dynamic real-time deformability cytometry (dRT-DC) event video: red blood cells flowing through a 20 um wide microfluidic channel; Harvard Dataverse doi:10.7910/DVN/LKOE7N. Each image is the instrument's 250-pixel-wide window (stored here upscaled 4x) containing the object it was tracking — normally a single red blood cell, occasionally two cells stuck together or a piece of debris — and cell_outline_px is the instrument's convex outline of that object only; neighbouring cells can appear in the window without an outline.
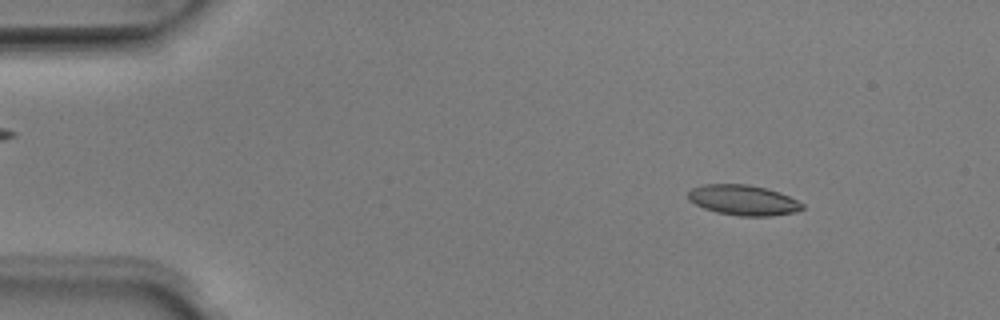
{"species": "Egyptian fruit bat (a non-hibernating species)", "species_latin": "Rousettus aegyptiacus", "temperature_condition": "room temperature", "stored_images_in_passage": 50, "camera_frame_rate_fps": 3000, "um_per_image_px": 0.085, "animal": {"sex": "male"}, "frame": {"image": 1, "passage_image": 6, "time_ms": 1.667, "image_size_px": [1000, 320], "cell_outline_px": [[804, 208], [796, 212], [772, 216], [740, 216], [716, 212], [704, 208], [688, 200], [688, 192], [692, 188], [704, 184], [748, 184], [768, 188], [780, 192], [804, 204]], "centroid_in_image_um": [63.19, 17.01], "position_along_channel_um": 21.8, "area_um2": 20.29}}
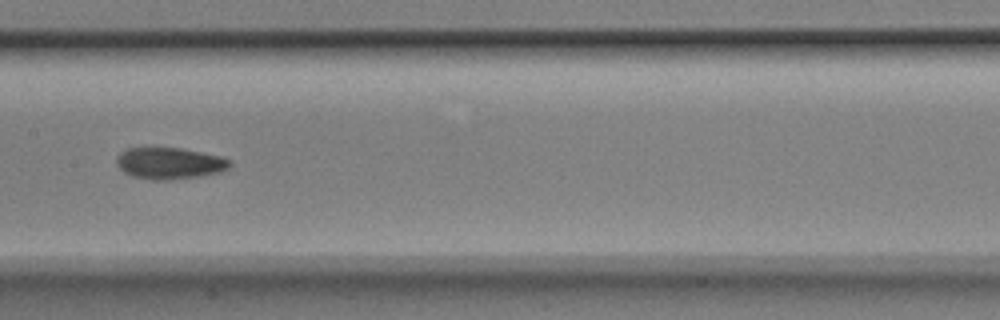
{"frame": {"image": 2, "passage_image": 25, "time_ms": 8.0, "image_size_px": [1000, 320], "cell_outline_px": [[232, 164], [228, 168], [220, 172], [200, 176], [168, 180], [152, 180], [132, 176], [124, 172], [116, 164], [116, 156], [120, 152], [128, 148], [180, 148], [224, 156], [232, 160]], "centroid_in_image_um": [14.44, 13.87], "position_along_channel_um": 193.0, "area_um2": 21.04}}
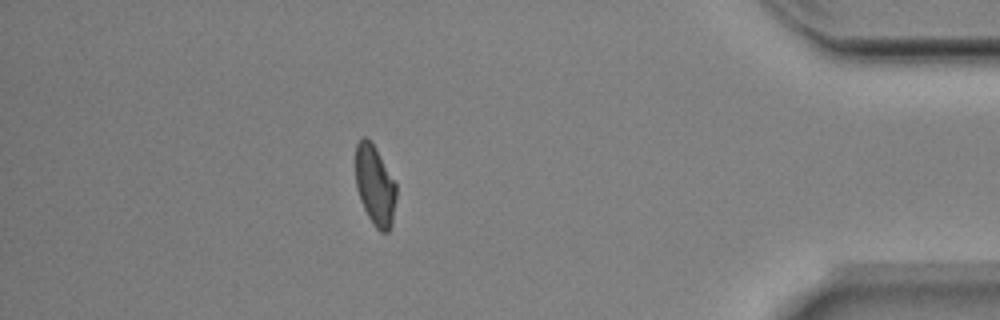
{"frame": {"image": 3, "passage_image": 44, "time_ms": 14.333, "image_size_px": [1000, 320], "cell_outline_px": [[396, 200], [392, 224], [388, 232], [380, 232], [372, 224], [360, 200], [356, 188], [356, 144], [364, 136], [376, 148], [396, 184]], "centroid_in_image_um": [31.88, 15.8], "position_along_channel_um": 403.3, "area_um2": 18.9}, "authors_computed_cell_mechanics": {"area_um2": 19.9699, "velocity_mm_per_s": 4.0001, "shape_relaxation_time_tau1_ms": 7.5045, "shape_relaxation_time_tau2_ms": 4.9428, "deformation_change_tau1": 0.1653, "deformation_change_tau2": 0.1052}}